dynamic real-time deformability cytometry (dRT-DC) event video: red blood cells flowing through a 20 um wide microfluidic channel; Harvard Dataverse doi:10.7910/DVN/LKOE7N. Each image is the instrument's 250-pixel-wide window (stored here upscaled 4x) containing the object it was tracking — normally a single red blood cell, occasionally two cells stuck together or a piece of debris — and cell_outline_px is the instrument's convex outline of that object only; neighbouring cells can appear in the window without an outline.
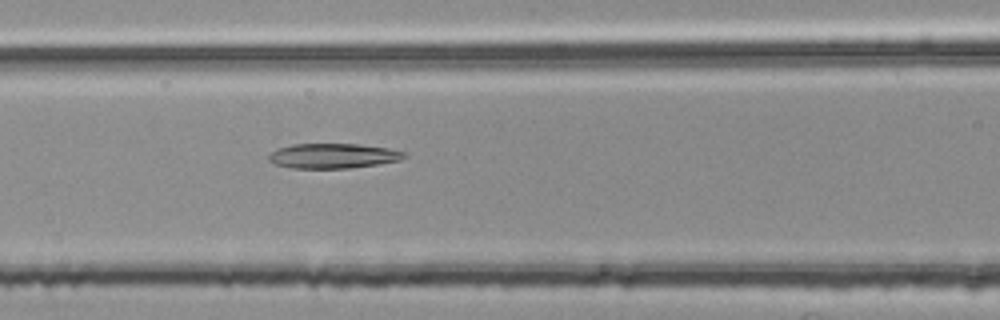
{"species": "common noctule bat (a hibernating species)", "species_latin": "Nyctalus noctula", "temperature_condition": "room temperature", "stored_images_in_passage": 32, "camera_frame_rate_fps": 3000, "um_per_image_px": 0.085, "animal": {"sex": "female", "body_mass_g": 25.1}, "frame": {"image": 1, "passage_image": 6, "time_ms": 1.667, "image_size_px": [1000, 320], "cell_outline_px": [[408, 156], [400, 160], [352, 168], [292, 168], [276, 164], [268, 160], [268, 156], [276, 148], [292, 144], [360, 144], [388, 148], [404, 152]], "centroid_in_image_um": [28.3, 13.24], "position_along_channel_um": 138.3, "area_um2": 19.65}}
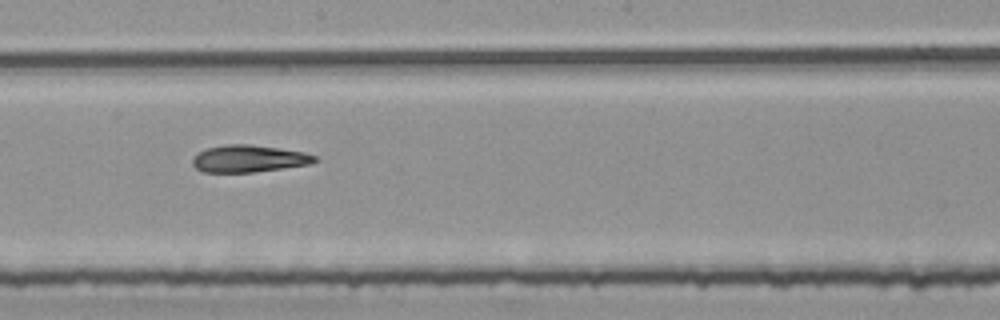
{"frame": {"image": 2, "passage_image": 13, "time_ms": 4.0, "image_size_px": [1000, 320], "cell_outline_px": [[320, 160], [308, 164], [252, 172], [204, 172], [196, 168], [192, 164], [192, 160], [200, 152], [208, 148], [224, 144], [248, 144], [304, 152], [316, 156]], "centroid_in_image_um": [21.15, 13.48], "position_along_channel_um": 227.1, "area_um2": 18.96}}
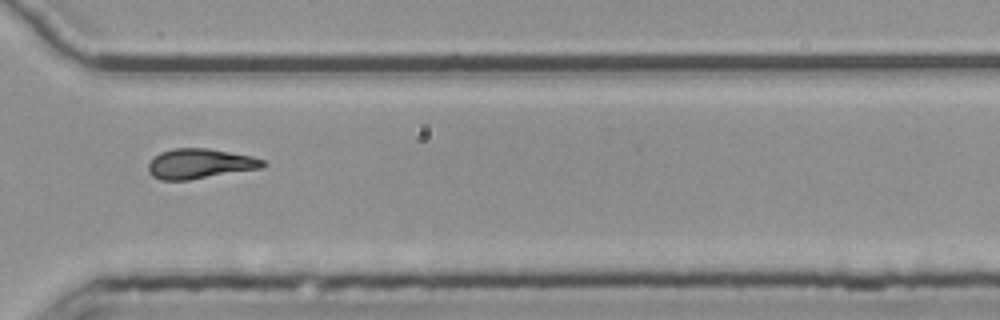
{"frame": {"image": 3, "passage_image": 23, "time_ms": 7.333, "image_size_px": [1000, 320], "cell_outline_px": [[268, 164], [260, 168], [188, 180], [160, 180], [152, 176], [148, 172], [148, 164], [160, 152], [172, 148], [208, 148], [252, 156], [264, 160]], "centroid_in_image_um": [16.97, 13.91], "position_along_channel_um": 353.6, "area_um2": 19.94}}